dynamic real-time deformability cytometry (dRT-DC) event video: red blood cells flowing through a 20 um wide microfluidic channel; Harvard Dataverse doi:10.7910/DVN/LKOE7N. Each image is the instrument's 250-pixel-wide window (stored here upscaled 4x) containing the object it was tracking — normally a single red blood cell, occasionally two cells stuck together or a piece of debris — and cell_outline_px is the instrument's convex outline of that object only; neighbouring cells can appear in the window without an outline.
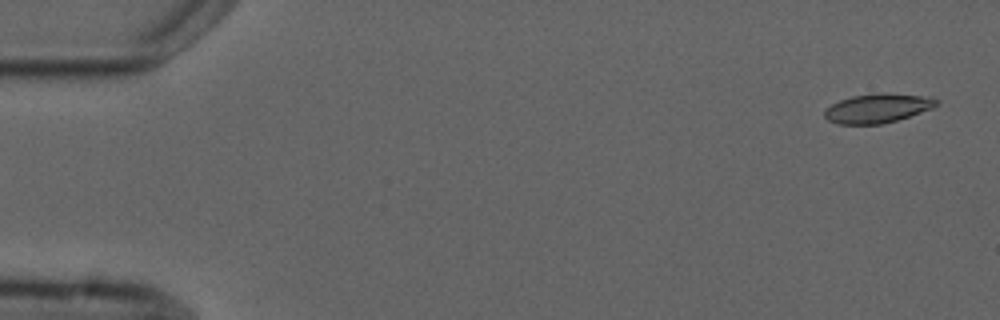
{"species": "common noctule bat (a hibernating species)", "species_latin": "Nyctalus noctula", "temperature_condition": "cold", "stored_images_in_passage": 2, "segment_of_instrument_passage": [2, 2], "camera_frame_rate_fps": 3000, "um_per_image_px": 0.085, "animal": {"sex": "male", "forearm_length_mm": 52.5}, "frame": {"image": 1, "passage_image": 2, "time_ms": 1.333, "image_size_px": [1000, 320], "cell_outline_px": [[940, 104], [932, 108], [896, 120], [880, 124], [836, 124], [828, 120], [824, 116], [824, 112], [832, 104], [840, 100], [852, 96], [884, 92], [932, 96], [940, 100]], "centroid_in_image_um": [74.65, 9.18], "position_along_channel_um": 10.4, "area_um2": 19.13}}